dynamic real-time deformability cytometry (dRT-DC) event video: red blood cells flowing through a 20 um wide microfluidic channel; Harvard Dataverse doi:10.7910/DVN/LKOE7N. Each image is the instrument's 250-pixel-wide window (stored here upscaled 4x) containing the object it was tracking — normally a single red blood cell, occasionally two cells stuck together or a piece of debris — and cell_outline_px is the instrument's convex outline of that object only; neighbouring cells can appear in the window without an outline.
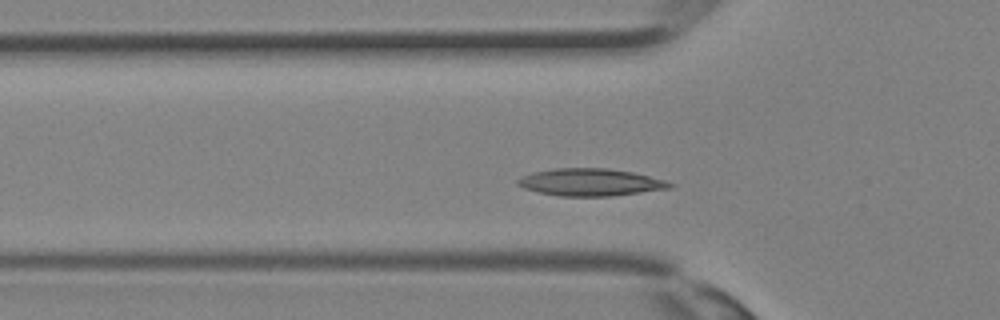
{"species": "Egyptian fruit bat (a non-hibernating species)", "species_latin": "Rousettus aegyptiacus", "temperature_condition": "room temperature", "stored_images_in_passage": 31, "camera_frame_rate_fps": 3000, "um_per_image_px": 0.085, "animal": {"sex": "female"}, "frame": {"image": 1, "passage_image": 7, "time_ms": 2.0, "image_size_px": [1000, 320], "cell_outline_px": [[676, 184], [672, 188], [612, 196], [560, 196], [540, 192], [524, 188], [516, 184], [516, 180], [532, 172], [556, 168], [608, 168], [632, 172], [664, 180]], "centroid_in_image_um": [50.2, 15.49], "position_along_channel_um": 75.6, "area_um2": 24.1}}
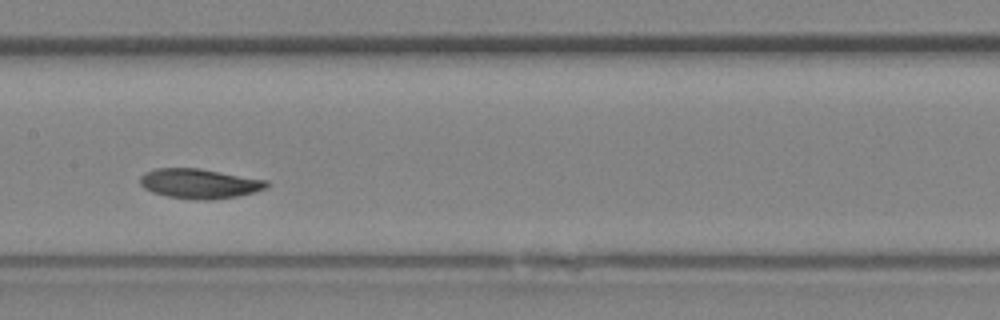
{"frame": {"image": 2, "passage_image": 13, "time_ms": 4.0, "image_size_px": [1000, 320], "cell_outline_px": [[268, 188], [236, 196], [212, 200], [196, 200], [168, 196], [152, 192], [144, 188], [140, 184], [140, 176], [144, 172], [156, 168], [200, 168], [268, 180]], "centroid_in_image_um": [16.94, 15.6], "position_along_channel_um": 190.5, "area_um2": 22.02}}
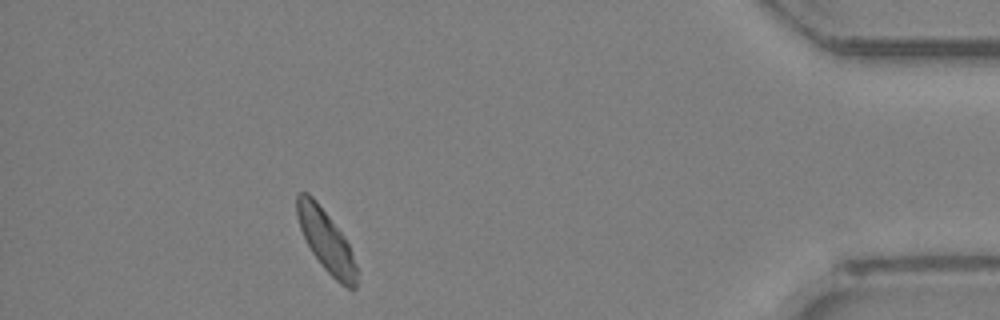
{"frame": {"image": 3, "passage_image": 27, "time_ms": 8.667, "image_size_px": [1000, 320], "cell_outline_px": [[356, 288], [348, 288], [340, 284], [324, 268], [312, 252], [300, 228], [296, 216], [296, 196], [300, 192], [308, 192], [316, 200], [344, 236], [348, 244], [356, 264]], "centroid_in_image_um": [27.7, 20.44], "position_along_channel_um": 407.5, "area_um2": 21.1}}